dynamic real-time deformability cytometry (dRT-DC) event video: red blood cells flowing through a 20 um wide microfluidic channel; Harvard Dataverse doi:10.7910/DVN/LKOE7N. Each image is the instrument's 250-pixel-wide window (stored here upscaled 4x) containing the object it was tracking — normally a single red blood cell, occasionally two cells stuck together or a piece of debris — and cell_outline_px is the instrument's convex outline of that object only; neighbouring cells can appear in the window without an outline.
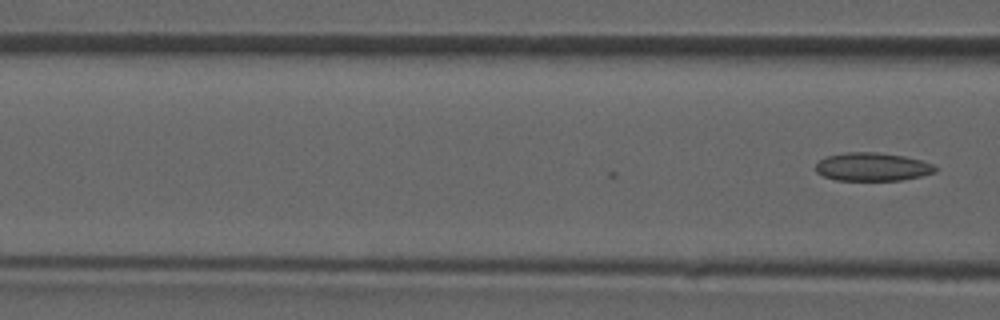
{"species": "common noctule bat (a hibernating species)", "species_latin": "Nyctalus noctula", "temperature_condition": "room temperature", "stored_images_in_passage": 17, "camera_frame_rate_fps": 3000, "um_per_image_px": 0.085, "animal": {"sex": "male", "forearm_length_mm": 52.5}, "frame": {"image": 1, "passage_image": 17, "time_ms": 5.333, "image_size_px": [1000, 320], "cell_outline_px": [[936, 172], [920, 176], [900, 180], [836, 180], [824, 176], [816, 172], [816, 164], [820, 160], [828, 156], [848, 152], [876, 152], [904, 156], [920, 160], [932, 164], [936, 168]], "centroid_in_image_um": [74.14, 14.18], "position_along_channel_um": 92.5, "area_um2": 19.48}}